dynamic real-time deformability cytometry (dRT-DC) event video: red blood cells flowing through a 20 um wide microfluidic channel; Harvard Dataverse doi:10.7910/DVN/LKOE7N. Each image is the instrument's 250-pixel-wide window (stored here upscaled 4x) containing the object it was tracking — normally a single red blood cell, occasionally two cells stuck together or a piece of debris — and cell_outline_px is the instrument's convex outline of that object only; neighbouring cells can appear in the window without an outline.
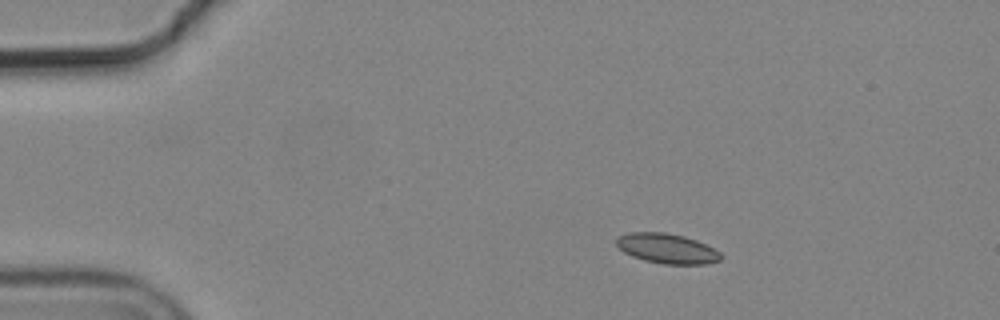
{"species": "common noctule bat (a hibernating species)", "species_latin": "Nyctalus noctula", "temperature_condition": "cold", "stored_images_in_passage": 3, "camera_frame_rate_fps": 3000, "um_per_image_px": 0.085, "animal": {"sex": "male", "body_mass_g": 19.2, "forearm_length_mm": 51.8}, "frame": {"image": 1, "passage_image": 1, "time_ms": 0.0, "image_size_px": [1000, 320], "cell_outline_px": [[720, 260], [704, 264], [664, 264], [644, 260], [632, 256], [624, 252], [616, 244], [616, 236], [628, 232], [664, 232], [684, 236], [696, 240], [720, 252]], "centroid_in_image_um": [56.64, 21.11], "position_along_channel_um": 28.4, "area_um2": 18.09}}